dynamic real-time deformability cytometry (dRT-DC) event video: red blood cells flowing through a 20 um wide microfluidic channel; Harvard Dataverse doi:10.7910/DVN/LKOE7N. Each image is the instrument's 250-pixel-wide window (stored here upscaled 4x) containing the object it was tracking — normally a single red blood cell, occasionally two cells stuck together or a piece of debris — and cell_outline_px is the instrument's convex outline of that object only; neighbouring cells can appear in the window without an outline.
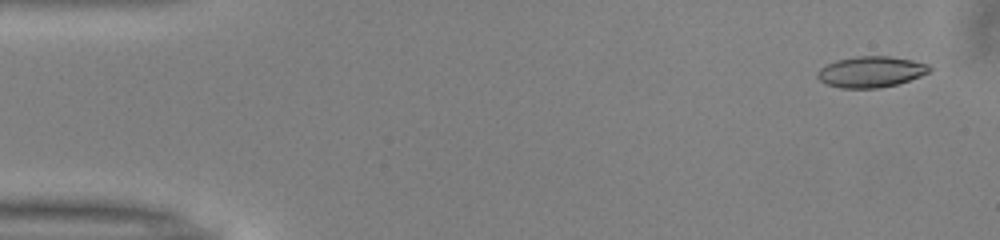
{"species": "common noctule bat (a hibernating species)", "species_latin": "Nyctalus noctula", "temperature_condition": "warm", "stored_images_in_passage": 42, "camera_frame_rate_fps": 3000, "um_per_image_px": 0.085, "animal": {"sex": "male", "body_mass_g": 13.0, "forearm_length_mm": 53.1}, "frame": {"image": 1, "passage_image": 3, "time_ms": 0.667, "image_size_px": [1000, 240], "cell_outline_px": [[932, 68], [928, 72], [920, 76], [896, 84], [880, 88], [840, 88], [828, 84], [820, 80], [816, 76], [816, 72], [820, 68], [836, 60], [856, 56], [888, 56], [912, 60], [928, 64]], "centroid_in_image_um": [74.01, 6.1], "position_along_channel_um": 11.0, "area_um2": 20.11}}
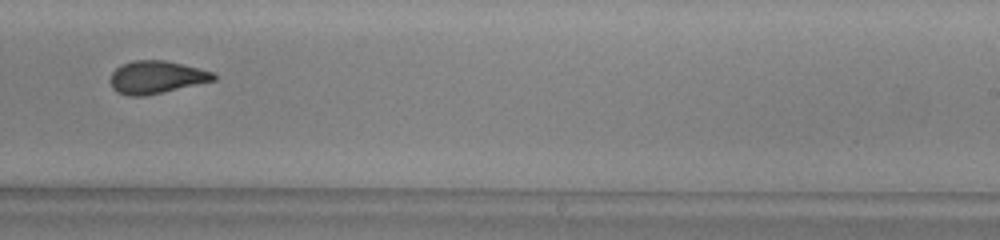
{"frame": {"image": 2, "passage_image": 32, "time_ms": 10.333, "image_size_px": [1000, 240], "cell_outline_px": [[216, 80], [144, 96], [128, 96], [116, 92], [112, 88], [108, 80], [112, 72], [120, 64], [132, 60], [164, 60], [200, 68], [216, 72]], "centroid_in_image_um": [13.26, 6.55], "position_along_channel_um": 275.7, "area_um2": 19.94}}
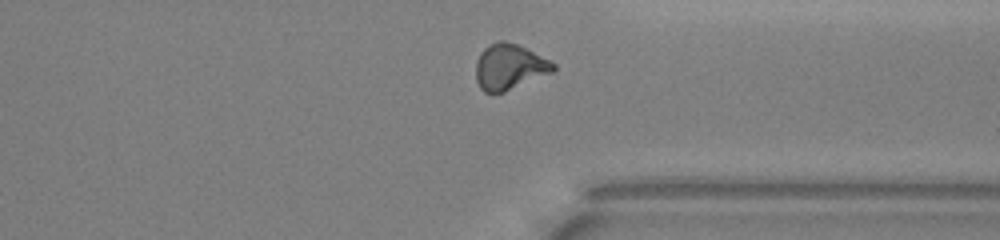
{"frame": {"image": 3, "passage_image": 39, "time_ms": 12.667, "image_size_px": [1000, 240], "cell_outline_px": [[556, 68], [552, 72], [504, 92], [492, 96], [484, 92], [480, 88], [476, 80], [476, 60], [480, 52], [488, 44], [500, 40], [504, 40], [516, 44], [556, 64]], "centroid_in_image_um": [43.23, 5.71], "position_along_channel_um": 368.2, "area_um2": 20.63}, "authors_computed_cell_mechanics": {"area_um2": 19.941, "velocity_mm_per_s": 4.0228, "shape_relaxation_time_tau1_ms": 8.3494, "shape_relaxation_time_tau2_ms": 1.7173, "deformation_change_tau1": 0.218, "deformation_change_tau2": 0.0864}}